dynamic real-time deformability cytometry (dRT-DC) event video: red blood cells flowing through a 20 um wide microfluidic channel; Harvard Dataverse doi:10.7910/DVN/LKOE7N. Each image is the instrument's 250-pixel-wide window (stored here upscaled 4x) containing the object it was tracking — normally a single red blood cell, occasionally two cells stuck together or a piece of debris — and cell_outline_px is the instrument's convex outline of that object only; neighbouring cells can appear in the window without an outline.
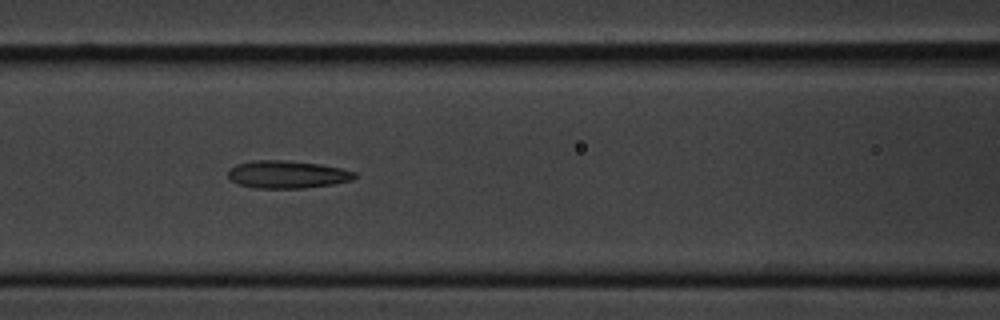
{"species": "common noctule bat (a hibernating species)", "species_latin": "Nyctalus noctula", "temperature_condition": "cold", "stored_images_in_passage": 8, "camera_frame_rate_fps": 3000, "um_per_image_px": 0.085, "animal": {"sex": "male", "body_mass_g": 20.1, "forearm_length_mm": 53.5}, "frame": {"image": 1, "passage_image": 6, "time_ms": 6.667, "image_size_px": [1000, 320], "cell_outline_px": [[356, 176], [352, 180], [332, 184], [304, 188], [252, 188], [236, 184], [228, 176], [228, 168], [236, 164], [256, 160], [284, 160], [320, 164], [340, 168], [356, 172]], "centroid_in_image_um": [24.37, 14.83], "position_along_channel_um": 142.2, "area_um2": 20.46}}
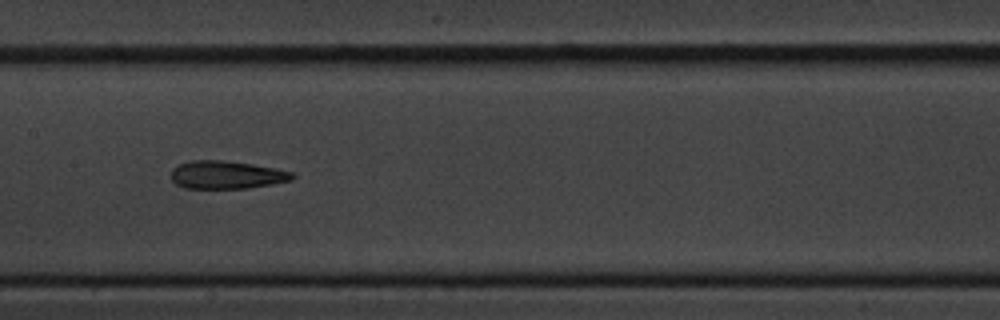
{"frame": {"image": 2, "passage_image": 7, "time_ms": 8.0, "image_size_px": [1000, 320], "cell_outline_px": [[296, 176], [292, 180], [272, 184], [248, 188], [184, 188], [176, 184], [172, 180], [172, 168], [188, 160], [224, 160], [252, 164], [276, 168], [292, 172]], "centroid_in_image_um": [19.26, 14.85], "position_along_channel_um": 188.1, "area_um2": 19.83}}
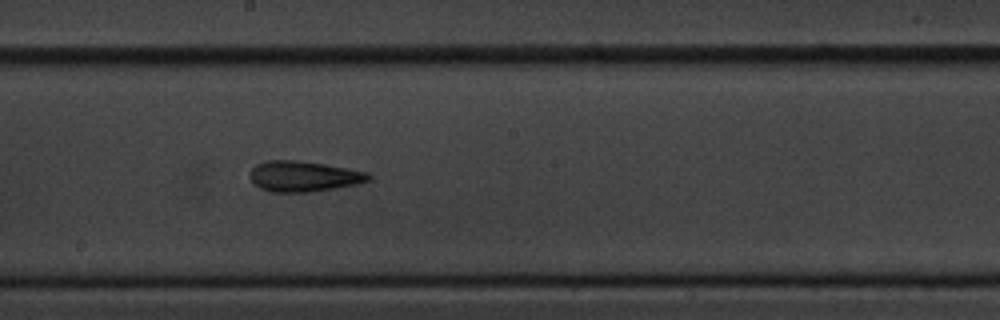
{"frame": {"image": 3, "passage_image": 8, "time_ms": 9.0, "image_size_px": [1000, 320], "cell_outline_px": [[372, 176], [368, 180], [356, 184], [308, 192], [272, 192], [260, 188], [248, 176], [252, 168], [256, 164], [264, 160], [296, 160], [324, 164], [348, 168], [368, 172]], "centroid_in_image_um": [25.78, 14.97], "position_along_channel_um": 222.4, "area_um2": 21.04}}